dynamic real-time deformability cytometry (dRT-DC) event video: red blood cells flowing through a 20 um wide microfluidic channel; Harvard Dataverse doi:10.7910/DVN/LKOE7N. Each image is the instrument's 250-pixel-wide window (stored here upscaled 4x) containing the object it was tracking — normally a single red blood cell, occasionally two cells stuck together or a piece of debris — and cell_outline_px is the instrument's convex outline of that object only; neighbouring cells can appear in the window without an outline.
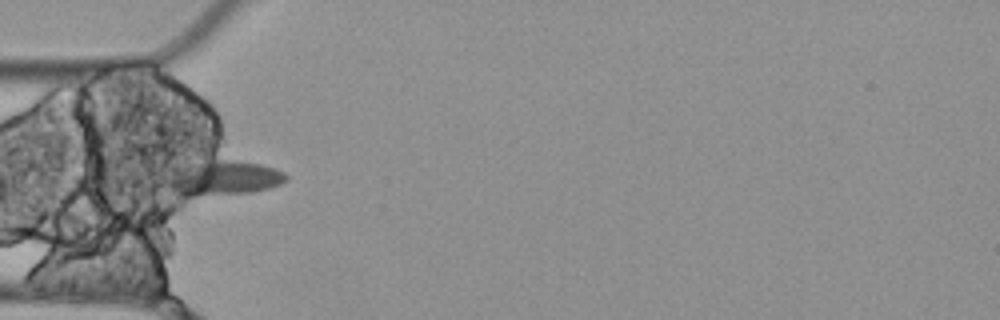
{"species": "Egyptian fruit bat (a non-hibernating species)", "species_latin": "Rousettus aegyptiacus", "temperature_condition": "cold", "stored_images_in_passage": 5, "camera_frame_rate_fps": 3000, "um_per_image_px": 0.085, "animal": {"sex": "female"}, "frame": {"image": 1, "passage_image": 5, "time_ms": 1.333, "image_size_px": [1000, 320], "cell_outline_px": [[288, 180], [280, 184], [268, 188], [252, 192], [192, 196], [184, 196], [164, 184], [156, 176], [156, 172], [176, 164], [220, 160], [236, 160], [260, 164], [284, 172], [288, 176]], "centroid_in_image_um": [18.7, 15.09], "position_along_channel_um": 66.3, "area_um2": 25.37}}